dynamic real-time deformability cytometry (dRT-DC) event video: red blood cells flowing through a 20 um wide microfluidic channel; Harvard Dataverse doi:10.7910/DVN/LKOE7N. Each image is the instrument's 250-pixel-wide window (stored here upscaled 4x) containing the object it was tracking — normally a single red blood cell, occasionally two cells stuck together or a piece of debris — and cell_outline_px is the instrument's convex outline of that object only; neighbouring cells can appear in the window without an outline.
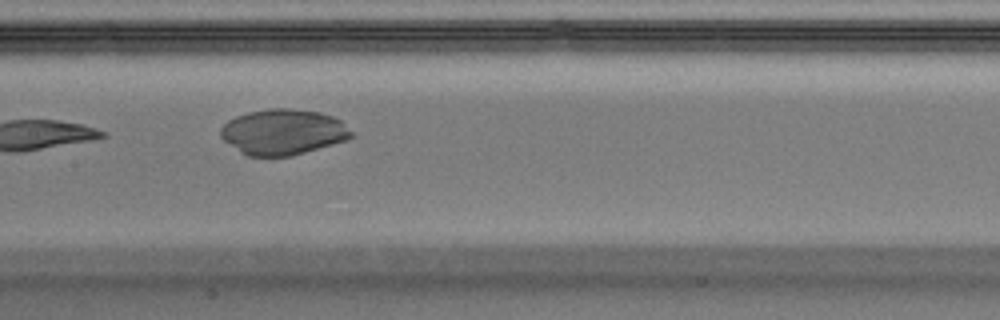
{"species": "Egyptian fruit bat (a non-hibernating species)", "species_latin": "Rousettus aegyptiacus", "temperature_condition": "warm", "stored_images_in_passage": 9, "camera_frame_rate_fps": 3000, "um_per_image_px": 0.085, "animal": {"sex": "male"}, "frame": {"image": 1, "passage_image": 7, "time_ms": 2.0, "image_size_px": [1000, 320], "cell_outline_px": [[352, 136], [344, 140], [332, 144], [292, 156], [248, 156], [240, 152], [224, 140], [220, 136], [220, 128], [228, 120], [236, 116], [248, 112], [268, 108], [292, 108], [320, 112], [332, 116], [340, 120], [352, 132]], "centroid_in_image_um": [24.03, 11.21], "position_along_channel_um": 183.4, "area_um2": 34.62}}
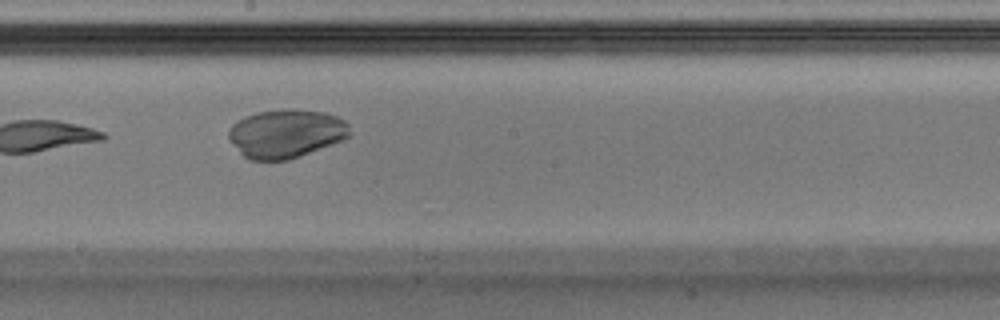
{"frame": {"image": 2, "passage_image": 8, "time_ms": 2.333, "image_size_px": [1000, 320], "cell_outline_px": [[352, 136], [344, 140], [300, 156], [288, 160], [248, 160], [240, 152], [228, 136], [228, 132], [232, 124], [236, 120], [244, 116], [256, 112], [280, 108], [292, 108], [324, 112], [336, 116], [344, 120], [348, 124]], "centroid_in_image_um": [24.33, 11.33], "position_along_channel_um": 223.9, "area_um2": 34.68}}